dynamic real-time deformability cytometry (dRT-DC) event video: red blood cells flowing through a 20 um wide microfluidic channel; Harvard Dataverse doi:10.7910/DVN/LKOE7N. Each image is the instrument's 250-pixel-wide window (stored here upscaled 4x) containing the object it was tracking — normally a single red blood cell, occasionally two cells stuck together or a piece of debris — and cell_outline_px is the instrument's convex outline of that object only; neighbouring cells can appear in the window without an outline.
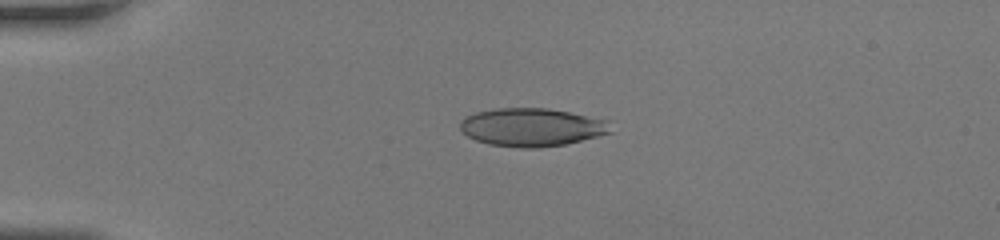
{"species": "human", "species_latin": "Homo sapiens", "temperature_condition": "room temperature", "stored_images_in_passage": 35, "camera_frame_rate_fps": 3000, "um_per_image_px": 0.085, "donor": {"sex": "female"}, "frame": {"image": 1, "passage_image": 1, "time_ms": 0.0, "image_size_px": [1000, 240], "cell_outline_px": [[612, 132], [564, 144], [540, 148], [520, 148], [488, 144], [476, 140], [468, 136], [460, 128], [460, 120], [464, 116], [476, 112], [496, 108], [548, 108], [608, 120]], "centroid_in_image_um": [45.16, 10.81], "position_along_channel_um": 39.8, "area_um2": 33.41}}
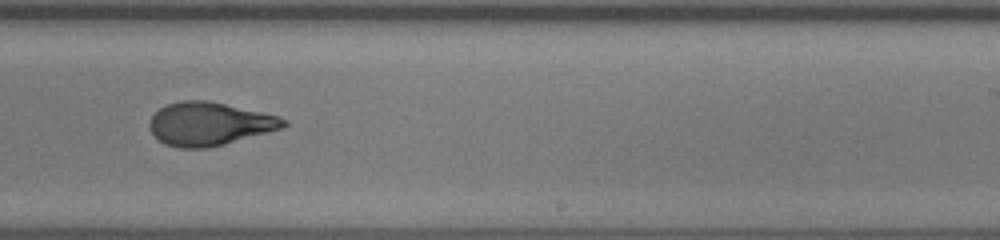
{"frame": {"image": 2, "passage_image": 19, "time_ms": 6.0, "image_size_px": [1000, 240], "cell_outline_px": [[288, 124], [280, 128], [268, 132], [224, 144], [208, 148], [180, 148], [164, 144], [148, 128], [148, 124], [152, 116], [160, 108], [168, 104], [180, 100], [204, 100], [224, 104], [260, 112], [276, 116], [288, 120]], "centroid_in_image_um": [17.76, 10.53], "position_along_channel_um": 271.2, "area_um2": 33.35}}
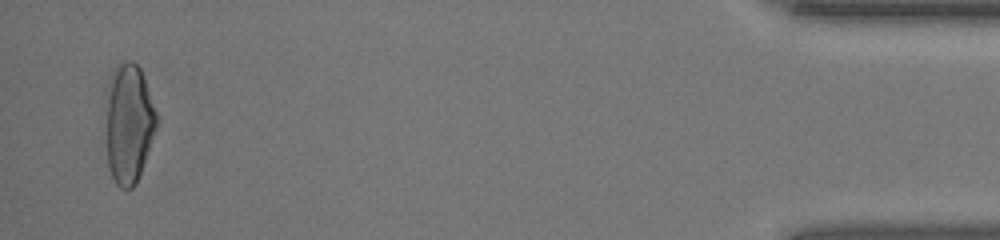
{"frame": {"image": 3, "passage_image": 34, "time_ms": 11.0, "image_size_px": [1000, 240], "cell_outline_px": [[156, 128], [136, 184], [132, 188], [120, 188], [116, 184], [112, 176], [108, 164], [108, 100], [116, 68], [120, 64], [128, 60], [132, 60], [140, 68], [156, 112]], "centroid_in_image_um": [10.98, 10.56], "position_along_channel_um": 424.2, "area_um2": 33.52}}